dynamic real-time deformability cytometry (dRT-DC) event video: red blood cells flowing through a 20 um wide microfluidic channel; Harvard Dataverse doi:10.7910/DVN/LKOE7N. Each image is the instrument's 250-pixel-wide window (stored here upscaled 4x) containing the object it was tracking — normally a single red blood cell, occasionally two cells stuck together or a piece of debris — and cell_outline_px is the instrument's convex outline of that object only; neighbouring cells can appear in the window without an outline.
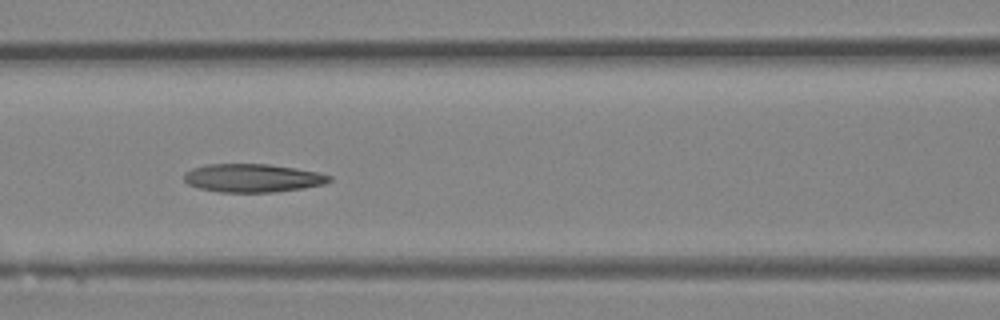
{"species": "Egyptian fruit bat (a non-hibernating species)", "species_latin": "Rousettus aegyptiacus", "temperature_condition": "room temperature", "stored_images_in_passage": 30, "camera_frame_rate_fps": 3000, "um_per_image_px": 0.085, "animal": {"sex": "female"}, "frame": {"image": 1, "passage_image": 9, "time_ms": 2.667, "image_size_px": [1000, 320], "cell_outline_px": [[332, 180], [324, 184], [304, 188], [276, 192], [220, 192], [200, 188], [188, 184], [184, 180], [184, 172], [192, 168], [208, 164], [268, 164], [296, 168], [320, 172], [332, 176]], "centroid_in_image_um": [21.5, 15.13], "position_along_channel_um": 145.1, "area_um2": 24.1}}
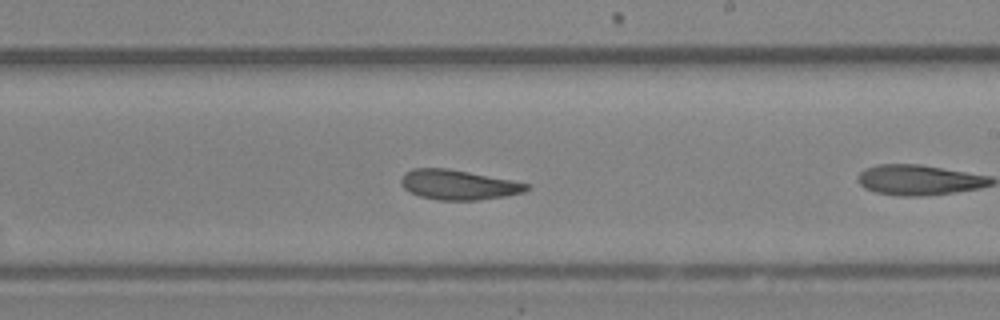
{"frame": {"image": 2, "passage_image": 13, "time_ms": 4.0, "image_size_px": [1000, 320], "cell_outline_px": [[532, 184], [524, 192], [504, 196], [476, 200], [440, 200], [420, 196], [408, 192], [400, 184], [400, 180], [404, 172], [412, 168], [448, 168], [512, 180]], "centroid_in_image_um": [38.93, 15.7], "position_along_channel_um": 250.1, "area_um2": 21.91}}